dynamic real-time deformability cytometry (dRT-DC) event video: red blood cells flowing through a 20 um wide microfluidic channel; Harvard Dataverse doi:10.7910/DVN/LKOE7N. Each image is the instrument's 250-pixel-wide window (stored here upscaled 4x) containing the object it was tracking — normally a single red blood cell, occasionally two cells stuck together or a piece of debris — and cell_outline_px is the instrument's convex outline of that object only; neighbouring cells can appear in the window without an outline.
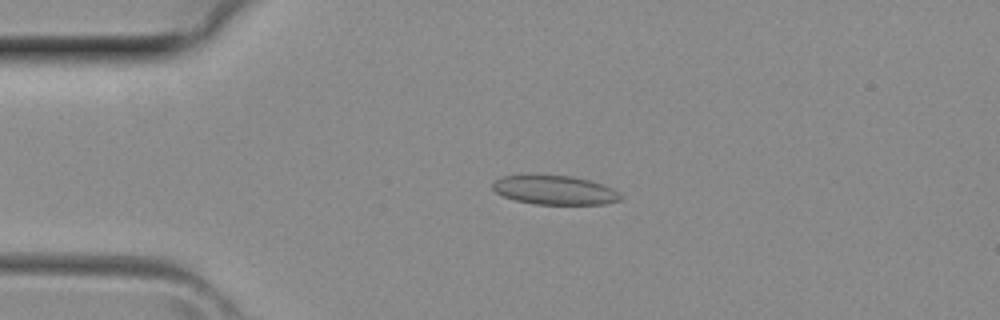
{"species": "common noctule bat (a hibernating species)", "species_latin": "Nyctalus noctula", "temperature_condition": "room temperature", "stored_images_in_passage": 39, "camera_frame_rate_fps": 3000, "um_per_image_px": 0.085, "animal": {"sex": "female", "body_mass_g": 29.2, "forearm_length_mm": 56.3}, "frame": {"image": 1, "passage_image": 8, "time_ms": 2.333, "image_size_px": [1000, 320], "cell_outline_px": [[624, 196], [620, 200], [604, 204], [536, 204], [516, 200], [504, 196], [496, 192], [492, 188], [492, 184], [500, 176], [528, 172], [572, 176], [588, 180], [612, 188], [620, 192]], "centroid_in_image_um": [47.1, 16.11], "position_along_channel_um": 37.9, "area_um2": 22.37}}
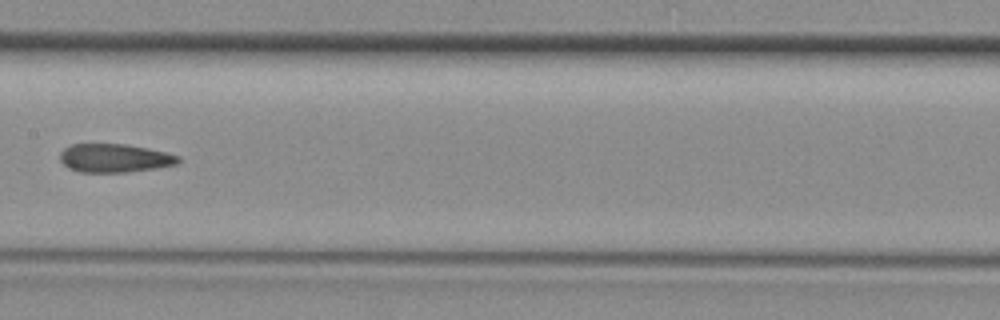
{"frame": {"image": 2, "passage_image": 19, "time_ms": 6.0, "image_size_px": [1000, 320], "cell_outline_px": [[180, 160], [176, 164], [156, 168], [124, 172], [80, 172], [68, 168], [60, 160], [60, 152], [64, 148], [72, 144], [124, 144], [148, 148], [168, 152], [180, 156]], "centroid_in_image_um": [9.74, 13.43], "position_along_channel_um": 197.7, "area_um2": 19.65}}
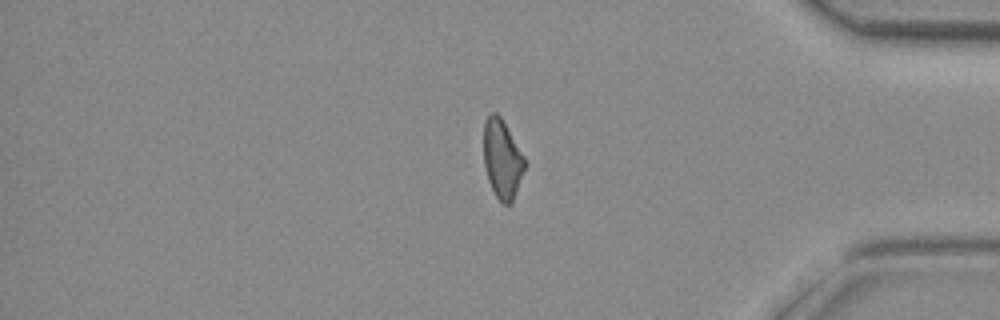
{"frame": {"image": 3, "passage_image": 32, "time_ms": 10.333, "image_size_px": [1000, 320], "cell_outline_px": [[524, 168], [512, 200], [508, 204], [504, 204], [496, 196], [488, 180], [484, 164], [484, 120], [492, 112], [496, 112], [500, 116], [524, 156]], "centroid_in_image_um": [42.65, 13.47], "position_along_channel_um": 392.5, "area_um2": 18.26}}